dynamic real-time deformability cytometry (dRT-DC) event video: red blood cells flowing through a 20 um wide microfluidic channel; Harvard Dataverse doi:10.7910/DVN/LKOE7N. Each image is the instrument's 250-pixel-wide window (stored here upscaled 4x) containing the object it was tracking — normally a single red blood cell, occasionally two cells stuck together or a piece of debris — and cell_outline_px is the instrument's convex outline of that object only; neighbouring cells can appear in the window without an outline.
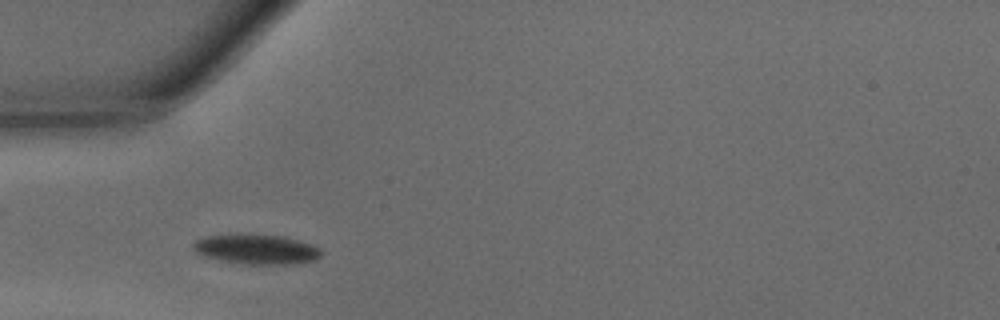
{"species": "common noctule bat (a hibernating species)", "species_latin": "Nyctalus noctula", "temperature_condition": "warm", "stored_images_in_passage": 36, "camera_frame_rate_fps": 3000, "um_per_image_px": 0.085, "animal": {"sex": "male", "body_mass_g": 15.6}, "frame": {"image": 1, "passage_image": 6, "time_ms": 1.667, "image_size_px": [1000, 320], "cell_outline_px": [[324, 252], [316, 260], [292, 264], [248, 264], [220, 260], [204, 256], [196, 252], [192, 248], [192, 244], [196, 240], [208, 236], [236, 232], [244, 232], [280, 236], [312, 244], [320, 248]], "centroid_in_image_um": [21.78, 21.16], "position_along_channel_um": 63.2, "area_um2": 22.72}}
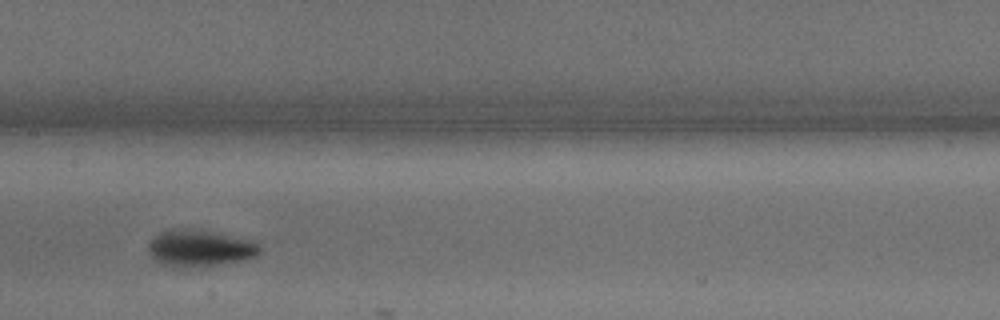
{"frame": {"image": 2, "passage_image": 15, "time_ms": 4.667, "image_size_px": [1000, 320], "cell_outline_px": [[260, 252], [256, 256], [248, 260], [188, 268], [172, 268], [160, 264], [148, 252], [148, 244], [160, 232], [172, 228], [200, 228], [220, 232], [256, 240], [260, 244]], "centroid_in_image_um": [17.03, 21.08], "position_along_channel_um": 190.4, "area_um2": 24.8}}
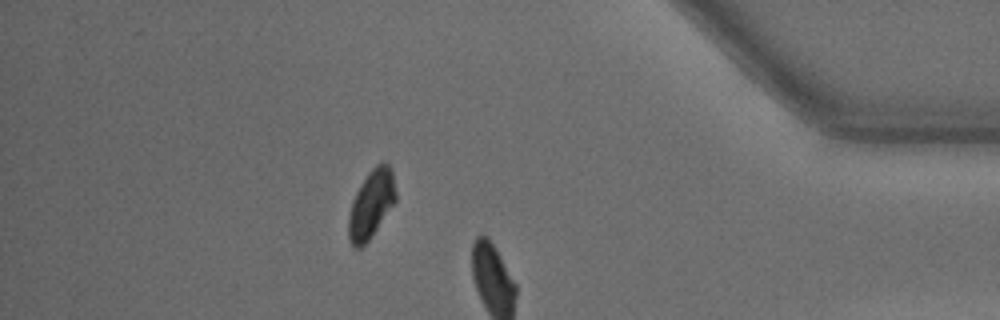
{"frame": {"image": 3, "passage_image": 31, "time_ms": 10.0, "image_size_px": [1000, 320], "cell_outline_px": [[396, 200], [372, 236], [360, 248], [352, 248], [348, 240], [348, 216], [352, 200], [360, 184], [368, 172], [376, 164], [384, 160], [392, 168], [396, 192]], "centroid_in_image_um": [31.54, 17.34], "position_along_channel_um": 403.7, "area_um2": 19.02}, "authors_computed_cell_mechanics": {"area_um2": 21.4149, "velocity_mm_per_s": 4.2739, "shape_relaxation_time_tau1_ms": 3.0072, "shape_relaxation_time_tau2_ms": 3.8583, "deformation_change_tau1": 0.1447, "deformation_change_tau2": 0.0698}}